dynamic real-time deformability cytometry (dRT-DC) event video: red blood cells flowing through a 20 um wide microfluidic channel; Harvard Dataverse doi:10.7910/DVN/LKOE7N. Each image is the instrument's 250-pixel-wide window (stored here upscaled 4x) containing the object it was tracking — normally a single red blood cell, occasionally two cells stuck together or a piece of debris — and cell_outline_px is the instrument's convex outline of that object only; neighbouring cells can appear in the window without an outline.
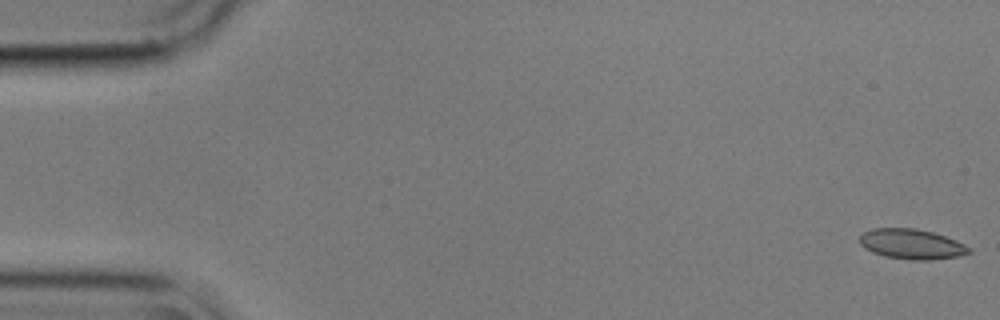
{"species": "common noctule bat (a hibernating species)", "species_latin": "Nyctalus noctula", "temperature_condition": "cold", "stored_images_in_passage": 56, "camera_frame_rate_fps": 3000, "um_per_image_px": 0.085, "animal": {"sex": "male", "body_mass_g": 17.9}, "frame": {"image": 1, "passage_image": 1, "time_ms": 0.0, "image_size_px": [1000, 320], "cell_outline_px": [[972, 252], [960, 256], [928, 260], [912, 260], [884, 256], [872, 252], [864, 248], [860, 244], [860, 236], [864, 232], [872, 228], [916, 228], [932, 232], [956, 240], [972, 248]], "centroid_in_image_um": [77.5, 20.75], "position_along_channel_um": 7.5, "area_um2": 19.25}}
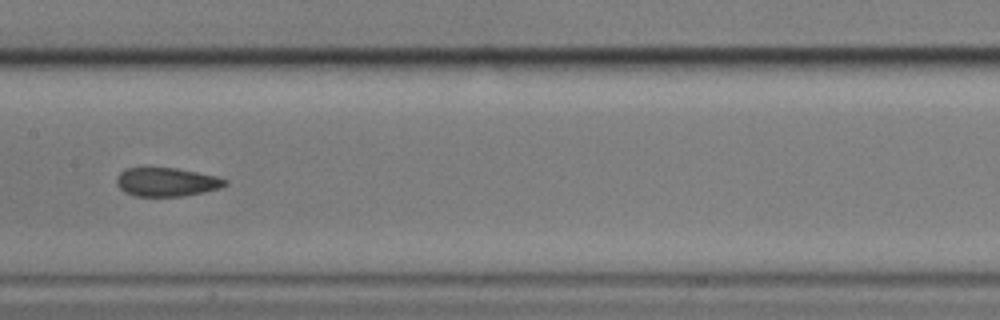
{"frame": {"image": 2, "passage_image": 28, "time_ms": 9.0, "image_size_px": [1000, 320], "cell_outline_px": [[228, 184], [220, 188], [204, 192], [184, 196], [136, 196], [124, 192], [116, 184], [116, 176], [124, 168], [176, 168], [216, 176], [228, 180]], "centroid_in_image_um": [14.15, 15.47], "position_along_channel_um": 193.3, "area_um2": 18.21}}
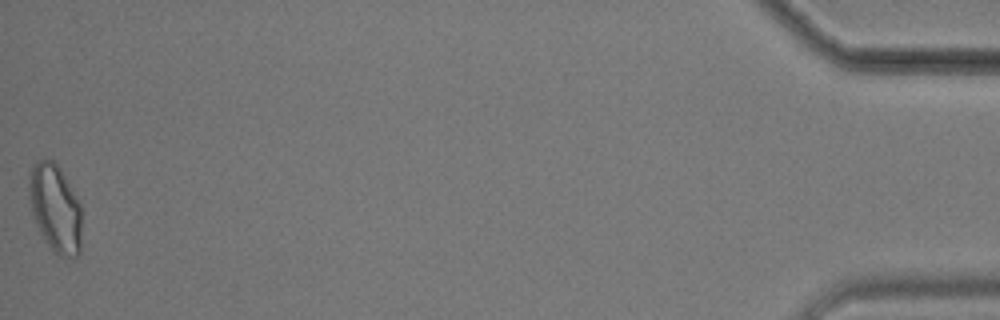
{"frame": {"image": 3, "passage_image": 56, "time_ms": 18.333, "image_size_px": [1000, 320], "cell_outline_px": [[80, 252], [76, 256], [60, 256], [52, 252], [32, 212], [28, 196], [28, 184], [32, 168], [40, 160], [52, 160], [60, 168], [76, 196], [80, 204]], "centroid_in_image_um": [4.7, 17.7], "position_along_channel_um": 430.5, "area_um2": 26.3}, "authors_computed_cell_mechanics": {"area_um2": 19.2185, "velocity_mm_per_s": 3.5649, "shape_relaxation_time_tau1_ms": 6.1046, "shape_relaxation_time_tau2_ms": 1.9584, "deformation_change_tau1": 0.1549, "deformation_change_tau2": 0.085}}